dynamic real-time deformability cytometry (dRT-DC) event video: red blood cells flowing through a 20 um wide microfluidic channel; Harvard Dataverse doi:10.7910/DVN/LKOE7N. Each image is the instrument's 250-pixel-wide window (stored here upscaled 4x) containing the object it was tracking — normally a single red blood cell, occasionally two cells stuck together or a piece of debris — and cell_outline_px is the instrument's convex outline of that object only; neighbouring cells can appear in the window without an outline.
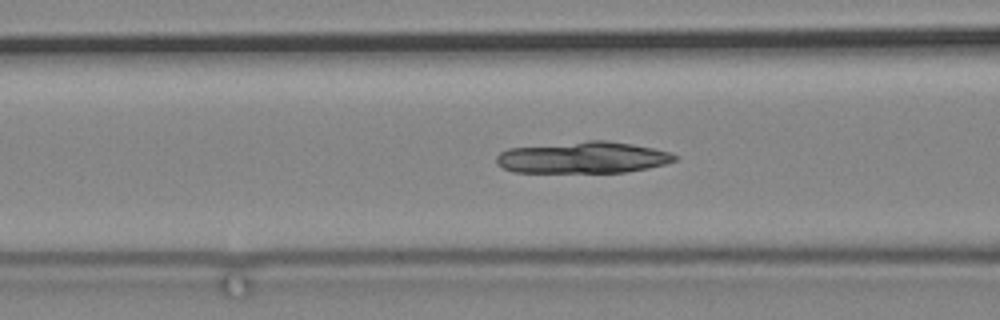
{"species": "common noctule bat (a hibernating species)", "species_latin": "Nyctalus noctula", "temperature_condition": "cold", "stored_images_in_passage": 74, "camera_frame_rate_fps": 3000, "um_per_image_px": 0.085, "animal": {"sex": "male", "body_mass_g": 19.2, "forearm_length_mm": 51.8}, "frame": {"image": 1, "passage_image": 35, "time_ms": 11.333, "image_size_px": [1000, 320], "cell_outline_px": [[680, 156], [676, 160], [664, 164], [648, 168], [624, 172], [512, 172], [496, 164], [496, 156], [500, 152], [508, 148], [588, 140], [604, 140], [632, 144], [672, 152]], "centroid_in_image_um": [49.55, 13.38], "position_along_channel_um": 117.0, "area_um2": 32.95}}
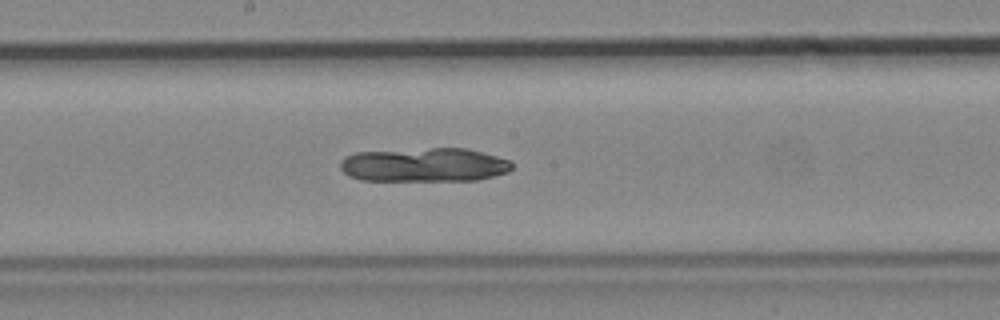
{"frame": {"image": 2, "passage_image": 44, "time_ms": 14.333, "image_size_px": [1000, 320], "cell_outline_px": [[512, 168], [508, 172], [476, 180], [360, 180], [348, 176], [340, 168], [340, 160], [344, 156], [356, 152], [432, 148], [468, 148], [512, 160]], "centroid_in_image_um": [36.06, 14.0], "position_along_channel_um": 212.1, "area_um2": 34.1}}
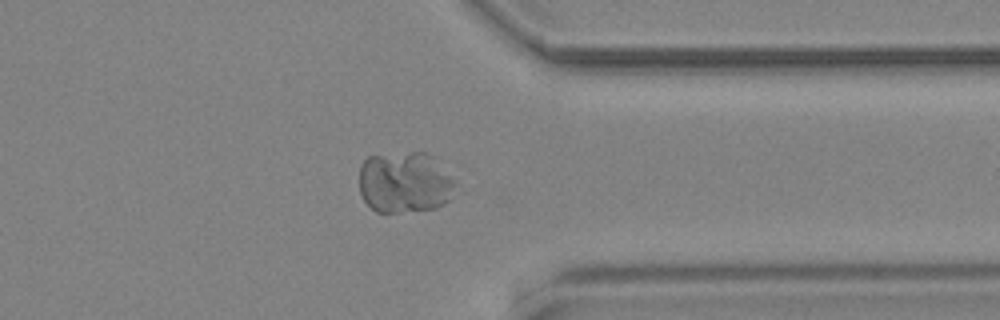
{"frame": {"image": 3, "passage_image": 60, "time_ms": 19.667, "image_size_px": [1000, 320], "cell_outline_px": [[452, 184], [448, 200], [444, 204], [436, 208], [400, 212], [376, 212], [364, 200], [360, 192], [360, 164], [368, 156], [412, 152], [424, 152], [436, 156], [452, 176]], "centroid_in_image_um": [34.38, 15.48], "position_along_channel_um": 377.0, "area_um2": 34.28}}